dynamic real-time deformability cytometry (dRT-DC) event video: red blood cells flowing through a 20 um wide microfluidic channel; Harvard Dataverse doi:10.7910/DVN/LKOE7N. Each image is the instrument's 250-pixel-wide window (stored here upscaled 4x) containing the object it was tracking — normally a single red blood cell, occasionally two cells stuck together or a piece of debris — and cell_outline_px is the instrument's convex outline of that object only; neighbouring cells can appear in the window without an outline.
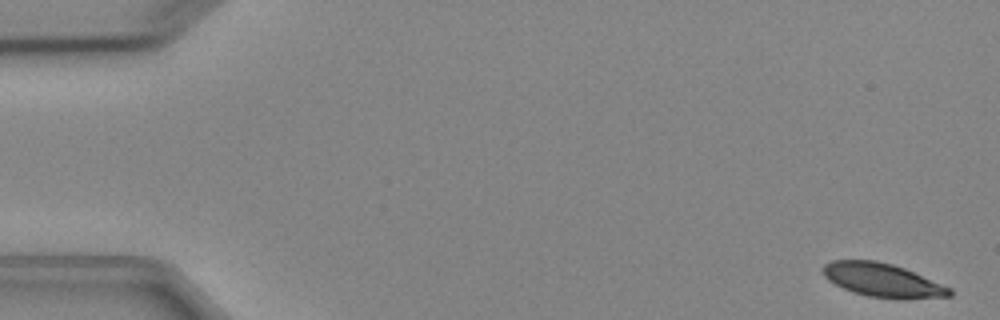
{"species": "Egyptian fruit bat (a non-hibernating species)", "species_latin": "Rousettus aegyptiacus", "temperature_condition": "cold", "stored_images_in_passage": 4, "camera_frame_rate_fps": 3000, "um_per_image_px": 0.085, "animal": {"sex": "female"}, "frame": {"image": 1, "passage_image": 1, "time_ms": 0.0, "image_size_px": [1000, 320], "cell_outline_px": [[952, 296], [908, 300], [896, 300], [868, 296], [852, 292], [828, 280], [824, 276], [820, 268], [824, 264], [832, 260], [876, 260], [892, 264], [904, 268], [952, 288]], "centroid_in_image_um": [75.03, 23.83], "position_along_channel_um": 10.0, "area_um2": 25.26}}
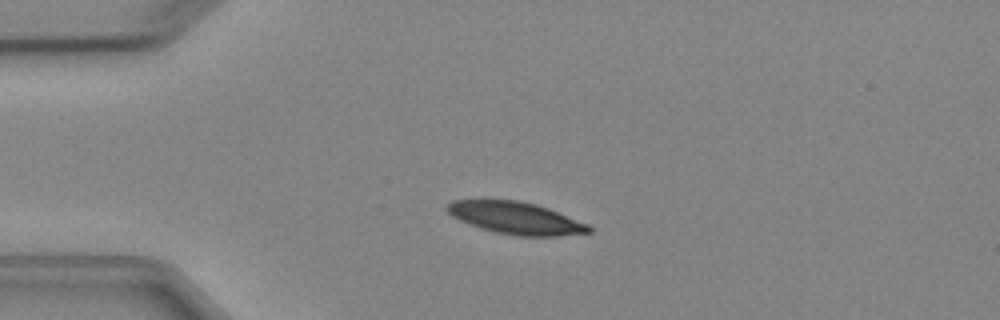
{"frame": {"image": 2, "passage_image": 4, "time_ms": 3.667, "image_size_px": [1000, 320], "cell_outline_px": [[592, 232], [560, 236], [516, 236], [496, 232], [480, 228], [460, 220], [452, 216], [444, 208], [452, 200], [516, 200], [536, 204], [548, 208], [588, 224], [592, 228]], "centroid_in_image_um": [43.85, 18.54], "position_along_channel_um": 41.2, "area_um2": 26.47}}